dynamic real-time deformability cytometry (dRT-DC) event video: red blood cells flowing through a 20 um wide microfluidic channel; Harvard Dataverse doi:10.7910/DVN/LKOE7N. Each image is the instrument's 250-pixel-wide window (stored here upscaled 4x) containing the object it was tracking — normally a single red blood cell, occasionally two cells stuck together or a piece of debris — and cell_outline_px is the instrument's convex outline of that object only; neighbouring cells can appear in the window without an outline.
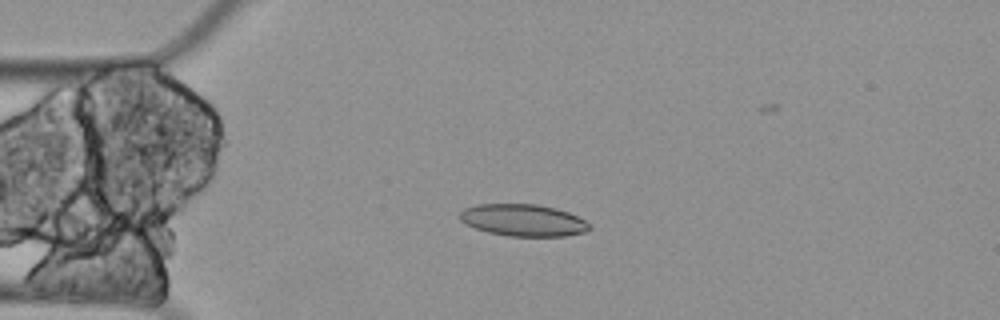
{"species": "Egyptian fruit bat (a non-hibernating species)", "species_latin": "Rousettus aegyptiacus", "temperature_condition": "cold", "stored_images_in_passage": 5, "camera_frame_rate_fps": 3000, "um_per_image_px": 0.085, "animal": {"sex": "female"}, "frame": {"image": 1, "passage_image": 4, "time_ms": 1.0, "image_size_px": [1000, 320], "cell_outline_px": [[592, 228], [584, 232], [564, 236], [508, 236], [488, 232], [464, 224], [460, 220], [460, 212], [464, 208], [476, 204], [536, 204], [556, 208], [568, 212], [584, 220]], "centroid_in_image_um": [44.44, 18.71], "position_along_channel_um": 40.6, "area_um2": 24.1}}